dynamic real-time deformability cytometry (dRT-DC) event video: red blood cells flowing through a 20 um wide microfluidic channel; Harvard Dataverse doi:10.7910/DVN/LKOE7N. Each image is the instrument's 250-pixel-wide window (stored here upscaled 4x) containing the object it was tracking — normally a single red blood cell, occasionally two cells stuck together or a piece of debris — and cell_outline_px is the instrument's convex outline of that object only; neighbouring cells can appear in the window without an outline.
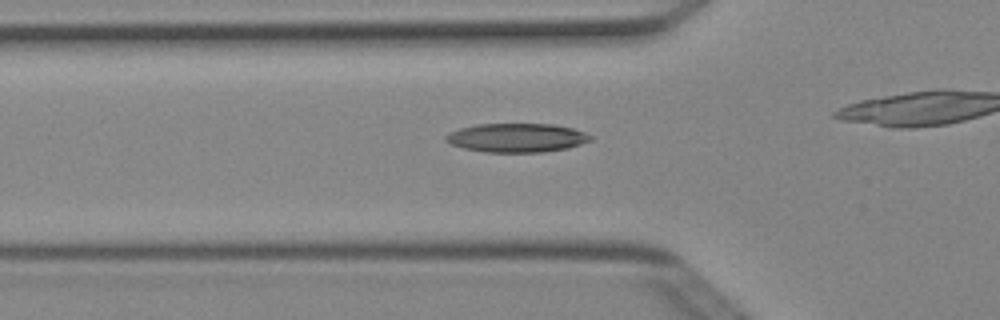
{"species": "Egyptian fruit bat (a non-hibernating species)", "species_latin": "Rousettus aegyptiacus", "temperature_condition": "cold", "stored_images_in_passage": 40, "camera_frame_rate_fps": 3000, "um_per_image_px": 0.085, "animal": {"sex": "female"}, "frame": {"image": 1, "passage_image": 17, "time_ms": 5.333, "image_size_px": [1000, 320], "cell_outline_px": [[592, 140], [568, 148], [544, 152], [484, 152], [464, 148], [452, 144], [444, 140], [444, 136], [448, 132], [460, 128], [476, 124], [552, 124], [572, 128], [584, 132], [592, 136]], "centroid_in_image_um": [43.9, 11.71], "position_along_channel_um": 81.9, "area_um2": 24.39}}
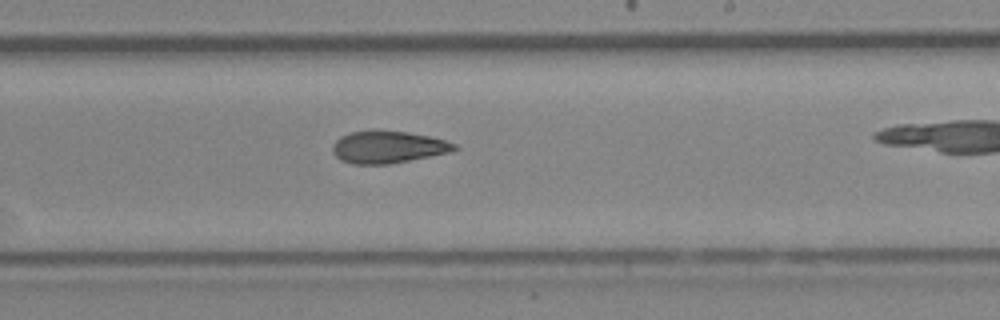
{"frame": {"image": 2, "passage_image": 30, "time_ms": 9.667, "image_size_px": [1000, 320], "cell_outline_px": [[460, 148], [448, 152], [388, 164], [352, 164], [340, 160], [332, 152], [332, 144], [340, 136], [352, 132], [408, 132], [428, 136], [444, 140], [456, 144]], "centroid_in_image_um": [32.94, 12.52], "position_along_channel_um": 256.1, "area_um2": 22.25}}
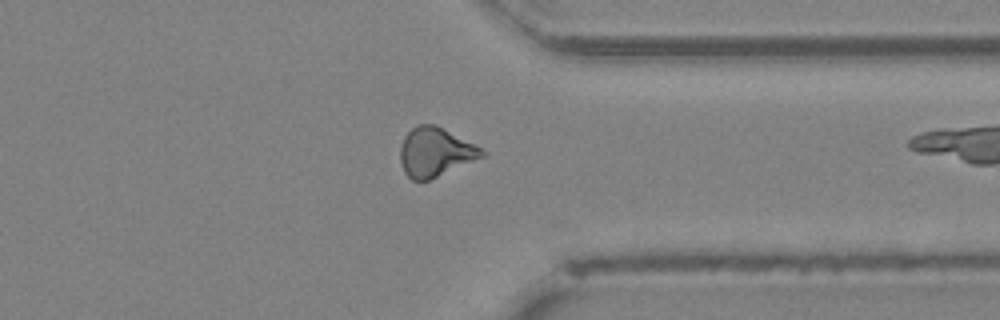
{"frame": {"image": 3, "passage_image": 39, "time_ms": 12.667, "image_size_px": [1000, 320], "cell_outline_px": [[488, 156], [428, 180], [412, 180], [404, 172], [400, 160], [400, 148], [404, 136], [416, 124], [432, 124], [488, 152]], "centroid_in_image_um": [37.0, 12.96], "position_along_channel_um": 374.4, "area_um2": 23.06}}